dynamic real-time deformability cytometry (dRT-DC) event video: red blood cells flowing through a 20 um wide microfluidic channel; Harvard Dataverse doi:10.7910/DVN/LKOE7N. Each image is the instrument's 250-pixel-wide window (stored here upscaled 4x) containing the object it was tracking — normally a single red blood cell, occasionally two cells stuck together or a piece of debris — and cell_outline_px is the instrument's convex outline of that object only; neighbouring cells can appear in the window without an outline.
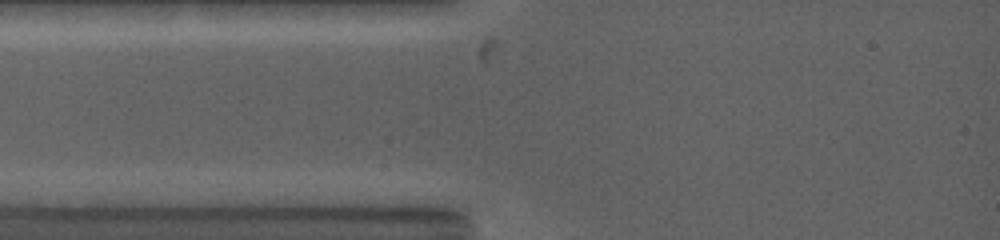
{"species": "common noctule bat (a hibernating species)", "species_latin": "Nyctalus noctula", "temperature_condition": "warm", "stored_images_in_passage": 2, "camera_frame_rate_fps": 5000, "um_per_image_px": 0.085, "animal": {"sex": "female", "body_mass_g": 19.0, "forearm_length_mm": 53.3}, "frame": {"image": 1, "passage_image": 1, "time_ms": 0.0, "image_size_px": [1000, 240], "cell_outline_px": [[432, 168], [296, 168], [280, 164], [280, 160], [324, 156], [344, 156], [432, 160]], "centroid_in_image_um": [30.23, 13.83], "position_along_channel_um": 54.8, "area_um2": 11.04}}